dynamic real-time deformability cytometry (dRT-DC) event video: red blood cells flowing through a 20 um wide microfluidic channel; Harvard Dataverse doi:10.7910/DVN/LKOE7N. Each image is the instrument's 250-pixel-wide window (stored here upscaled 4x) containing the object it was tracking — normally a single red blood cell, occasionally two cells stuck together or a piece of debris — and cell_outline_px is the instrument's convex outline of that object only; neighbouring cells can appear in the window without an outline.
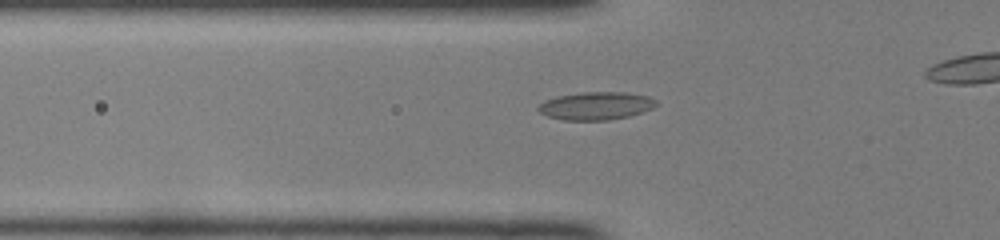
{"species": "common noctule bat (a hibernating species)", "species_latin": "Nyctalus noctula", "temperature_condition": "room temperature", "stored_images_in_passage": 35, "camera_frame_rate_fps": 3000, "um_per_image_px": 0.085, "animal": {"sex": "female", "body_mass_g": 22.0, "forearm_length_mm": 56.7}, "frame": {"image": 1, "passage_image": 11, "time_ms": 3.333, "image_size_px": [1000, 240], "cell_outline_px": [[656, 104], [652, 108], [628, 116], [608, 120], [564, 120], [548, 116], [540, 112], [536, 108], [544, 100], [556, 96], [584, 92], [628, 92], [648, 96], [656, 100]], "centroid_in_image_um": [50.63, 8.99], "position_along_channel_um": 75.2, "area_um2": 19.07}}
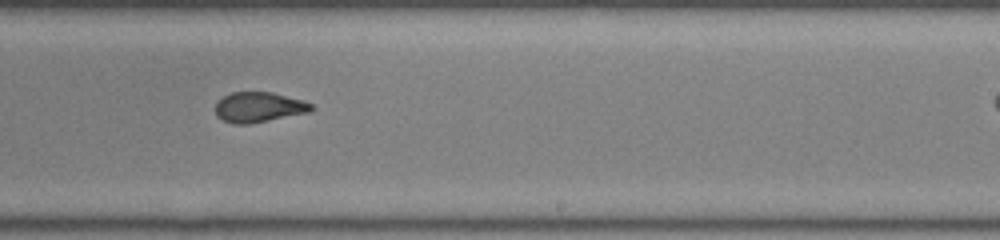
{"frame": {"image": 2, "passage_image": 25, "time_ms": 8.0, "image_size_px": [1000, 240], "cell_outline_px": [[316, 108], [312, 112], [248, 124], [232, 124], [216, 116], [216, 100], [232, 92], [272, 92], [304, 100], [312, 104]], "centroid_in_image_um": [22.03, 9.11], "position_along_channel_um": 267.0, "area_um2": 17.11}}
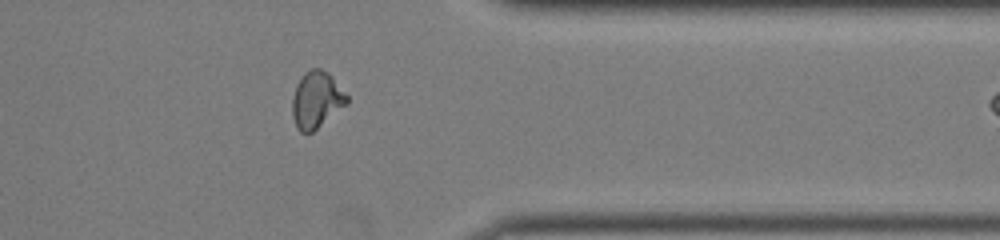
{"frame": {"image": 3, "passage_image": 34, "time_ms": 11.0, "image_size_px": [1000, 240], "cell_outline_px": [[348, 104], [312, 132], [300, 132], [296, 128], [292, 116], [292, 96], [296, 84], [300, 76], [304, 72], [312, 68], [320, 68], [328, 72], [332, 76], [348, 96]], "centroid_in_image_um": [26.89, 8.47], "position_along_channel_um": 384.5, "area_um2": 18.26}}